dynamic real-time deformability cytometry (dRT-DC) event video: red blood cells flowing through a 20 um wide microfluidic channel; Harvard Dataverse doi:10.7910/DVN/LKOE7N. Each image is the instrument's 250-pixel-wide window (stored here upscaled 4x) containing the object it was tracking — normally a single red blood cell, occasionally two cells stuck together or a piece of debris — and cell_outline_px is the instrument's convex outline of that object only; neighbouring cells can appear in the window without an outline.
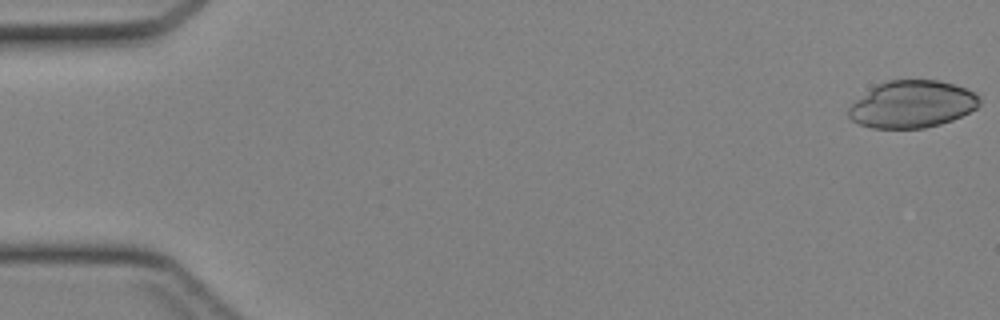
{"species": "Egyptian fruit bat (a non-hibernating species)", "species_latin": "Rousettus aegyptiacus", "temperature_condition": "cold", "stored_images_in_passage": 8, "camera_frame_rate_fps": 3000, "um_per_image_px": 0.085, "animal": {"sex": "female"}, "frame": {"image": 1, "passage_image": 1, "time_ms": 0.0, "image_size_px": [1000, 320], "cell_outline_px": [[980, 104], [976, 108], [952, 120], [940, 124], [924, 128], [872, 128], [860, 124], [852, 120], [848, 116], [848, 108], [856, 100], [876, 84], [888, 80], [936, 80], [952, 84], [976, 92], [980, 96]], "centroid_in_image_um": [77.53, 8.86], "position_along_channel_um": 7.5, "area_um2": 35.84}}